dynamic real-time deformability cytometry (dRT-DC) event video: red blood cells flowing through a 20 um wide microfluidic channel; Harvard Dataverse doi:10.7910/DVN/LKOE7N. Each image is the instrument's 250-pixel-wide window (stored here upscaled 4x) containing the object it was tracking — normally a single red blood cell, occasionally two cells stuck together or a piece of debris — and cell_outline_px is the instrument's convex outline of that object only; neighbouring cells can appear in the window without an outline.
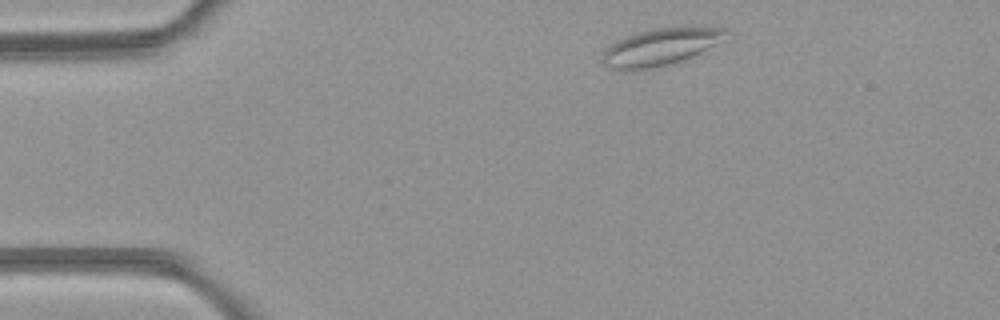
{"species": "common noctule bat (a hibernating species)", "species_latin": "Nyctalus noctula", "temperature_condition": "room temperature", "stored_images_in_passage": 3, "camera_frame_rate_fps": 3000, "um_per_image_px": 0.085, "animal": {"sex": "female", "body_mass_g": 21.9}, "frame": {"image": 1, "passage_image": 1, "time_ms": 0.0, "image_size_px": [1000, 320], "cell_outline_px": [[732, 32], [716, 44], [692, 56], [668, 64], [652, 68], [628, 72], [624, 72], [608, 68], [600, 60], [604, 52], [612, 44], [624, 36], [652, 28], [688, 24], [724, 28]], "centroid_in_image_um": [56.16, 3.95], "position_along_channel_um": 28.8, "area_um2": 27.51}}